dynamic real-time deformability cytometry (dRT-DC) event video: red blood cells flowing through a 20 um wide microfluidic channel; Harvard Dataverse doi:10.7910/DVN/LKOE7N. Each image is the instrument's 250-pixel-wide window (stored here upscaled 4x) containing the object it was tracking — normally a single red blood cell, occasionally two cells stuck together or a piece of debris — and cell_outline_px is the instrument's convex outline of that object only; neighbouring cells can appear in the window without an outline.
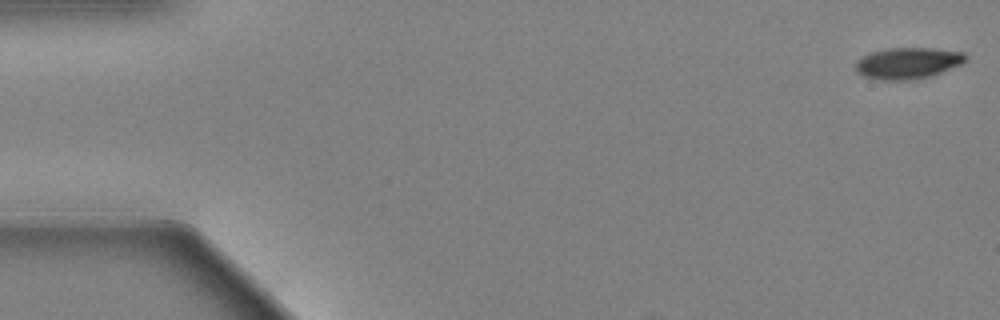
{"species": "Egyptian fruit bat (a non-hibernating species)", "species_latin": "Rousettus aegyptiacus", "temperature_condition": "warm", "stored_images_in_passage": 58, "camera_frame_rate_fps": 3000, "um_per_image_px": 0.085, "animal": {"sex": "female"}, "frame": {"image": 1, "passage_image": 1, "time_ms": 0.0, "image_size_px": [1000, 320], "cell_outline_px": [[968, 60], [960, 64], [940, 72], [928, 76], [908, 80], [876, 80], [864, 76], [856, 72], [856, 60], [872, 52], [888, 48], [928, 48], [964, 52], [968, 56]], "centroid_in_image_um": [77.15, 5.36], "position_along_channel_um": 7.9, "area_um2": 19.94}}
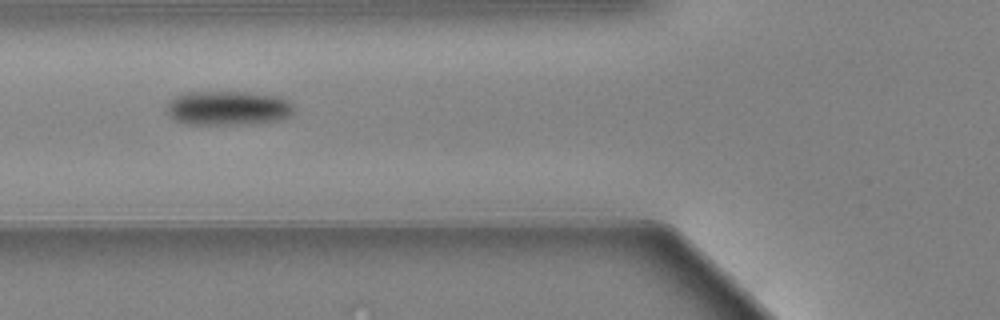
{"frame": {"image": 2, "passage_image": 22, "time_ms": 7.0, "image_size_px": [1000, 320], "cell_outline_px": [[292, 112], [288, 116], [276, 120], [232, 124], [188, 124], [176, 120], [168, 112], [168, 100], [176, 96], [188, 92], [244, 92], [280, 96], [288, 100], [292, 104]], "centroid_in_image_um": [19.36, 9.16], "position_along_channel_um": 106.4, "area_um2": 24.91}}
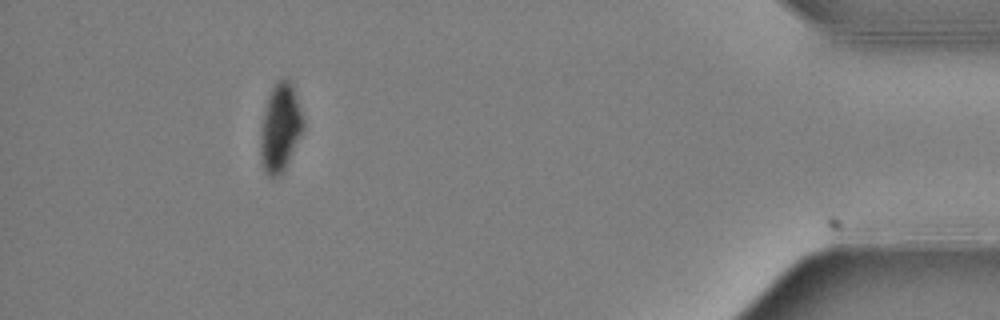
{"frame": {"image": 3, "passage_image": 53, "time_ms": 17.333, "image_size_px": [1000, 320], "cell_outline_px": [[304, 132], [280, 176], [268, 176], [264, 172], [260, 160], [260, 132], [264, 112], [268, 96], [272, 88], [284, 76], [292, 84], [304, 120]], "centroid_in_image_um": [23.82, 10.89], "position_along_channel_um": 411.4, "area_um2": 22.02}, "authors_computed_cell_mechanics": {"area_um2": 22.9755, "velocity_mm_per_s": 3.529, "shape_relaxation_time_tau1_ms": 2.8348, "shape_relaxation_time_tau2_ms": null, "deformation_change_tau1": 0.1365, "deformation_change_tau2": null}}